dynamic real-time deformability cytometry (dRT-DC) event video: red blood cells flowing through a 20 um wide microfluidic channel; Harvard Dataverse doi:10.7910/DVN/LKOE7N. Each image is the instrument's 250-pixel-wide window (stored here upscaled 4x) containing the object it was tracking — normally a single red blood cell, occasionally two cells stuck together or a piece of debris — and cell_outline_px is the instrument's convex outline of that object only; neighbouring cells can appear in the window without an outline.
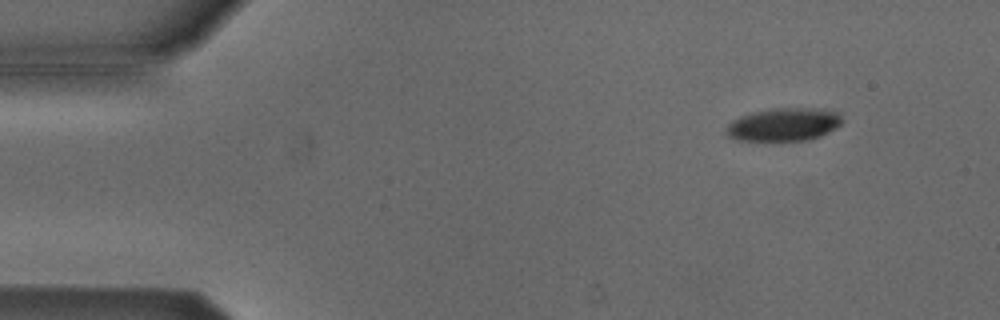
{"species": "Egyptian fruit bat (a non-hibernating species)", "species_latin": "Rousettus aegyptiacus", "temperature_condition": "cold", "stored_images_in_passage": 49, "camera_frame_rate_fps": 3000, "um_per_image_px": 0.085, "animal": {"sex": "male"}, "frame": {"image": 1, "passage_image": 1, "time_ms": 0.0, "image_size_px": [1000, 320], "cell_outline_px": [[844, 120], [836, 128], [820, 136], [808, 140], [736, 140], [728, 136], [724, 132], [728, 124], [732, 120], [740, 116], [752, 112], [772, 108], [820, 108], [840, 112]], "centroid_in_image_um": [66.64, 10.57], "position_along_channel_um": 18.4, "area_um2": 22.54}}
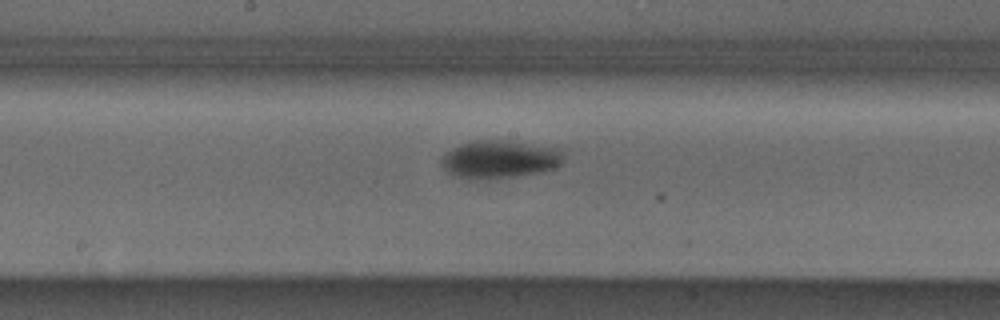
{"frame": {"image": 2, "passage_image": 23, "time_ms": 7.333, "image_size_px": [1000, 320], "cell_outline_px": [[564, 160], [556, 168], [540, 172], [516, 176], [488, 180], [468, 180], [452, 176], [444, 168], [444, 156], [452, 148], [460, 144], [476, 140], [500, 140], [560, 148], [564, 152]], "centroid_in_image_um": [42.5, 13.57], "position_along_channel_um": 205.7, "area_um2": 27.17}}
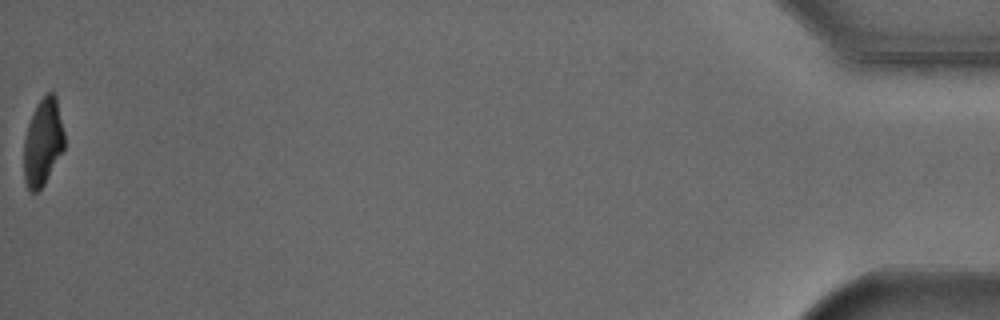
{"frame": {"image": 3, "passage_image": 49, "time_ms": 16.0, "image_size_px": [1000, 320], "cell_outline_px": [[64, 148], [44, 184], [36, 192], [28, 192], [24, 180], [24, 140], [28, 124], [32, 112], [36, 104], [48, 92], [52, 92], [56, 96], [64, 132]], "centroid_in_image_um": [3.63, 12.09], "position_along_channel_um": 431.6, "area_um2": 20.52}, "authors_computed_cell_mechanics": {"area_um2": 24.5072, "velocity_mm_per_s": 3.8262, "shape_relaxation_time_tau1_ms": 1.8413, "shape_relaxation_time_tau2_ms": null, "deformation_change_tau1": 0.135, "deformation_change_tau2": null}}